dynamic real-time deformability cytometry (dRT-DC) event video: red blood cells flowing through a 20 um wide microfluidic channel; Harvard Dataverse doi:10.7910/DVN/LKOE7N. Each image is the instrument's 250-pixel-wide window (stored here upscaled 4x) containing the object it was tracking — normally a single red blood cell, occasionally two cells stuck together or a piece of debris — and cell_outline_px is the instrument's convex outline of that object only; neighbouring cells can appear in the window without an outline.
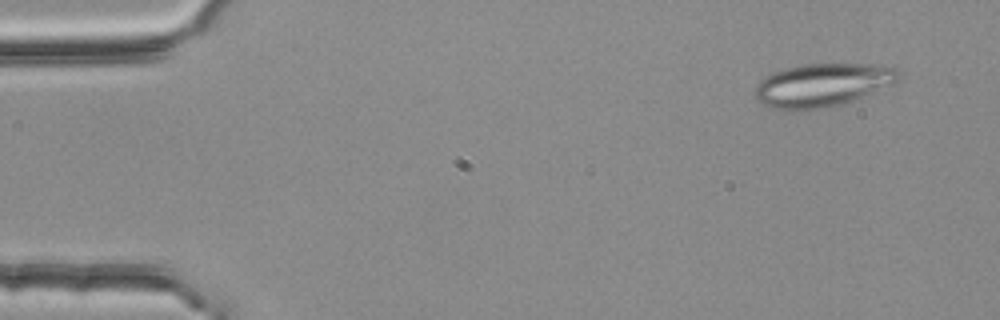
{"species": "common noctule bat (a hibernating species)", "species_latin": "Nyctalus noctula", "temperature_condition": "room temperature", "stored_images_in_passage": 54, "segment_of_instrument_passage": [1, 2], "camera_frame_rate_fps": 3000, "um_per_image_px": 0.085, "animal": {"sex": "female", "body_mass_g": 25.1}, "frame": {"image": 1, "passage_image": 4, "time_ms": 1.0, "image_size_px": [1000, 320], "cell_outline_px": [[904, 76], [900, 80], [872, 96], [824, 108], [804, 112], [788, 112], [764, 104], [756, 96], [756, 84], [760, 80], [772, 72], [784, 68], [800, 64], [880, 64], [896, 68]], "centroid_in_image_um": [70.0, 7.24], "position_along_channel_um": 15.0, "area_um2": 37.34}}